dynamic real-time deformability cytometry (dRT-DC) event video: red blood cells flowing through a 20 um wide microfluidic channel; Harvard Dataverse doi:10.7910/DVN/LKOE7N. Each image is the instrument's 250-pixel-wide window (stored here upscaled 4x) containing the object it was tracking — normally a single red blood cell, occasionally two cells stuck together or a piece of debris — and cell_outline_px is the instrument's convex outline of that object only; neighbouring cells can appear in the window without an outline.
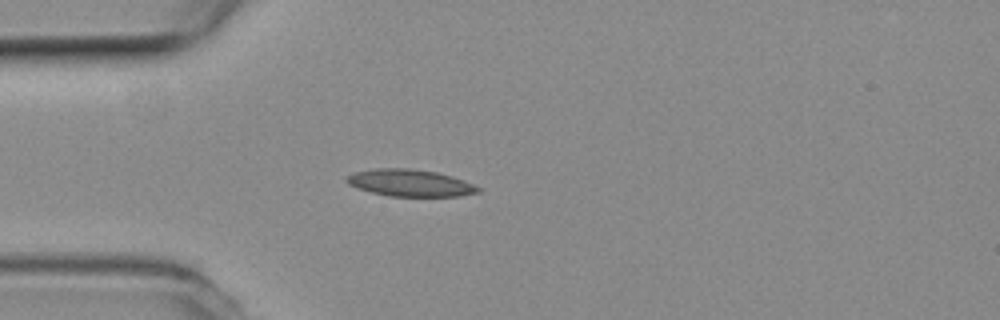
{"species": "common noctule bat (a hibernating species)", "species_latin": "Nyctalus noctula", "temperature_condition": "room temperature", "stored_images_in_passage": 5, "camera_frame_rate_fps": 3000, "um_per_image_px": 0.085, "animal": {"sex": "female", "body_mass_g": 19.3, "forearm_length_mm": 54.1}, "frame": {"image": 1, "passage_image": 1, "time_ms": 0.0, "image_size_px": [1000, 320], "cell_outline_px": [[480, 192], [460, 196], [388, 196], [356, 188], [348, 184], [344, 180], [344, 176], [352, 172], [376, 168], [408, 168], [436, 172], [452, 176], [464, 180], [480, 188]], "centroid_in_image_um": [34.8, 15.54], "position_along_channel_um": 50.2, "area_um2": 20.81}}